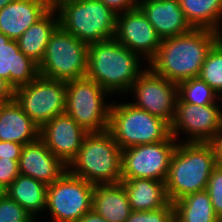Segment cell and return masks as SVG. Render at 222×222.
I'll return each instance as SVG.
<instances>
[{
  "mask_svg": "<svg viewBox=\"0 0 222 222\" xmlns=\"http://www.w3.org/2000/svg\"><path fill=\"white\" fill-rule=\"evenodd\" d=\"M22 144L11 141H0V158L13 159L19 162Z\"/></svg>",
  "mask_w": 222,
  "mask_h": 222,
  "instance_id": "d6a6232c",
  "label": "cell"
},
{
  "mask_svg": "<svg viewBox=\"0 0 222 222\" xmlns=\"http://www.w3.org/2000/svg\"><path fill=\"white\" fill-rule=\"evenodd\" d=\"M115 99L110 107L108 131L122 150L164 141L171 135L170 125L163 119L135 107L127 98Z\"/></svg>",
  "mask_w": 222,
  "mask_h": 222,
  "instance_id": "5b68a950",
  "label": "cell"
},
{
  "mask_svg": "<svg viewBox=\"0 0 222 222\" xmlns=\"http://www.w3.org/2000/svg\"><path fill=\"white\" fill-rule=\"evenodd\" d=\"M38 76V64L20 51L16 40H10L0 50V77L14 88L26 85Z\"/></svg>",
  "mask_w": 222,
  "mask_h": 222,
  "instance_id": "ffe728a7",
  "label": "cell"
},
{
  "mask_svg": "<svg viewBox=\"0 0 222 222\" xmlns=\"http://www.w3.org/2000/svg\"><path fill=\"white\" fill-rule=\"evenodd\" d=\"M14 100L41 128L66 109V81L39 75L30 83L15 88Z\"/></svg>",
  "mask_w": 222,
  "mask_h": 222,
  "instance_id": "30bf717a",
  "label": "cell"
},
{
  "mask_svg": "<svg viewBox=\"0 0 222 222\" xmlns=\"http://www.w3.org/2000/svg\"><path fill=\"white\" fill-rule=\"evenodd\" d=\"M55 9L59 25L87 45L115 37L117 14L99 0H68Z\"/></svg>",
  "mask_w": 222,
  "mask_h": 222,
  "instance_id": "8992f818",
  "label": "cell"
},
{
  "mask_svg": "<svg viewBox=\"0 0 222 222\" xmlns=\"http://www.w3.org/2000/svg\"><path fill=\"white\" fill-rule=\"evenodd\" d=\"M125 222H175L174 205L170 202L156 210L132 211Z\"/></svg>",
  "mask_w": 222,
  "mask_h": 222,
  "instance_id": "f1b7e54d",
  "label": "cell"
},
{
  "mask_svg": "<svg viewBox=\"0 0 222 222\" xmlns=\"http://www.w3.org/2000/svg\"><path fill=\"white\" fill-rule=\"evenodd\" d=\"M13 1L15 0H0V10Z\"/></svg>",
  "mask_w": 222,
  "mask_h": 222,
  "instance_id": "b9f144b4",
  "label": "cell"
},
{
  "mask_svg": "<svg viewBox=\"0 0 222 222\" xmlns=\"http://www.w3.org/2000/svg\"><path fill=\"white\" fill-rule=\"evenodd\" d=\"M68 1V0H47L50 8L55 9L57 6H59L61 3Z\"/></svg>",
  "mask_w": 222,
  "mask_h": 222,
  "instance_id": "74e56055",
  "label": "cell"
},
{
  "mask_svg": "<svg viewBox=\"0 0 222 222\" xmlns=\"http://www.w3.org/2000/svg\"><path fill=\"white\" fill-rule=\"evenodd\" d=\"M210 143L214 148L217 164L222 165V128L215 134Z\"/></svg>",
  "mask_w": 222,
  "mask_h": 222,
  "instance_id": "d590c367",
  "label": "cell"
},
{
  "mask_svg": "<svg viewBox=\"0 0 222 222\" xmlns=\"http://www.w3.org/2000/svg\"><path fill=\"white\" fill-rule=\"evenodd\" d=\"M7 196V187L0 183V199Z\"/></svg>",
  "mask_w": 222,
  "mask_h": 222,
  "instance_id": "ab89813d",
  "label": "cell"
},
{
  "mask_svg": "<svg viewBox=\"0 0 222 222\" xmlns=\"http://www.w3.org/2000/svg\"><path fill=\"white\" fill-rule=\"evenodd\" d=\"M177 143L170 135L164 141L122 150V180L144 178L165 182Z\"/></svg>",
  "mask_w": 222,
  "mask_h": 222,
  "instance_id": "4fadbf2b",
  "label": "cell"
},
{
  "mask_svg": "<svg viewBox=\"0 0 222 222\" xmlns=\"http://www.w3.org/2000/svg\"><path fill=\"white\" fill-rule=\"evenodd\" d=\"M58 26V13L56 9L51 8L16 40L20 51L39 65L44 58L50 37Z\"/></svg>",
  "mask_w": 222,
  "mask_h": 222,
  "instance_id": "603a6c76",
  "label": "cell"
},
{
  "mask_svg": "<svg viewBox=\"0 0 222 222\" xmlns=\"http://www.w3.org/2000/svg\"><path fill=\"white\" fill-rule=\"evenodd\" d=\"M112 98L87 76L66 81L65 113L87 133L103 132L108 130Z\"/></svg>",
  "mask_w": 222,
  "mask_h": 222,
  "instance_id": "52a82bcc",
  "label": "cell"
},
{
  "mask_svg": "<svg viewBox=\"0 0 222 222\" xmlns=\"http://www.w3.org/2000/svg\"><path fill=\"white\" fill-rule=\"evenodd\" d=\"M222 37L217 31L192 29L161 40L148 67L157 75L179 84L198 77L209 50Z\"/></svg>",
  "mask_w": 222,
  "mask_h": 222,
  "instance_id": "6da1fadb",
  "label": "cell"
},
{
  "mask_svg": "<svg viewBox=\"0 0 222 222\" xmlns=\"http://www.w3.org/2000/svg\"><path fill=\"white\" fill-rule=\"evenodd\" d=\"M47 188L45 183L19 174L7 187V196L22 206L36 221H40L44 219L42 217L45 214Z\"/></svg>",
  "mask_w": 222,
  "mask_h": 222,
  "instance_id": "cb8c5ba5",
  "label": "cell"
},
{
  "mask_svg": "<svg viewBox=\"0 0 222 222\" xmlns=\"http://www.w3.org/2000/svg\"><path fill=\"white\" fill-rule=\"evenodd\" d=\"M18 176V161L0 158V183L8 187Z\"/></svg>",
  "mask_w": 222,
  "mask_h": 222,
  "instance_id": "1f68e13d",
  "label": "cell"
},
{
  "mask_svg": "<svg viewBox=\"0 0 222 222\" xmlns=\"http://www.w3.org/2000/svg\"><path fill=\"white\" fill-rule=\"evenodd\" d=\"M179 4L193 29L222 34V0H179Z\"/></svg>",
  "mask_w": 222,
  "mask_h": 222,
  "instance_id": "d4e9b609",
  "label": "cell"
},
{
  "mask_svg": "<svg viewBox=\"0 0 222 222\" xmlns=\"http://www.w3.org/2000/svg\"><path fill=\"white\" fill-rule=\"evenodd\" d=\"M153 1H158V0H136V5H137V8H138L142 4H146V3H149V2H153Z\"/></svg>",
  "mask_w": 222,
  "mask_h": 222,
  "instance_id": "60d3db41",
  "label": "cell"
},
{
  "mask_svg": "<svg viewBox=\"0 0 222 222\" xmlns=\"http://www.w3.org/2000/svg\"><path fill=\"white\" fill-rule=\"evenodd\" d=\"M177 101L196 105H209L221 101L219 94L199 77L177 84Z\"/></svg>",
  "mask_w": 222,
  "mask_h": 222,
  "instance_id": "4316f807",
  "label": "cell"
},
{
  "mask_svg": "<svg viewBox=\"0 0 222 222\" xmlns=\"http://www.w3.org/2000/svg\"><path fill=\"white\" fill-rule=\"evenodd\" d=\"M147 66L137 53L115 38L88 45L86 76L114 98L125 96Z\"/></svg>",
  "mask_w": 222,
  "mask_h": 222,
  "instance_id": "7a4b0ae2",
  "label": "cell"
},
{
  "mask_svg": "<svg viewBox=\"0 0 222 222\" xmlns=\"http://www.w3.org/2000/svg\"><path fill=\"white\" fill-rule=\"evenodd\" d=\"M50 9L47 0H15L0 10V32L17 40Z\"/></svg>",
  "mask_w": 222,
  "mask_h": 222,
  "instance_id": "e0dca14e",
  "label": "cell"
},
{
  "mask_svg": "<svg viewBox=\"0 0 222 222\" xmlns=\"http://www.w3.org/2000/svg\"><path fill=\"white\" fill-rule=\"evenodd\" d=\"M122 149L108 130L87 133L68 170L92 184H118L122 180Z\"/></svg>",
  "mask_w": 222,
  "mask_h": 222,
  "instance_id": "277c9868",
  "label": "cell"
},
{
  "mask_svg": "<svg viewBox=\"0 0 222 222\" xmlns=\"http://www.w3.org/2000/svg\"><path fill=\"white\" fill-rule=\"evenodd\" d=\"M87 59L88 45L59 25L50 37L38 72L62 81L82 78L87 75Z\"/></svg>",
  "mask_w": 222,
  "mask_h": 222,
  "instance_id": "ba28073f",
  "label": "cell"
},
{
  "mask_svg": "<svg viewBox=\"0 0 222 222\" xmlns=\"http://www.w3.org/2000/svg\"><path fill=\"white\" fill-rule=\"evenodd\" d=\"M10 39L0 32V50L4 47L6 43H8Z\"/></svg>",
  "mask_w": 222,
  "mask_h": 222,
  "instance_id": "f35d334b",
  "label": "cell"
},
{
  "mask_svg": "<svg viewBox=\"0 0 222 222\" xmlns=\"http://www.w3.org/2000/svg\"><path fill=\"white\" fill-rule=\"evenodd\" d=\"M115 14L119 15L124 12L137 8L136 0H99Z\"/></svg>",
  "mask_w": 222,
  "mask_h": 222,
  "instance_id": "836d02e7",
  "label": "cell"
},
{
  "mask_svg": "<svg viewBox=\"0 0 222 222\" xmlns=\"http://www.w3.org/2000/svg\"><path fill=\"white\" fill-rule=\"evenodd\" d=\"M15 88L4 78L0 77V104L14 101Z\"/></svg>",
  "mask_w": 222,
  "mask_h": 222,
  "instance_id": "e575fe53",
  "label": "cell"
},
{
  "mask_svg": "<svg viewBox=\"0 0 222 222\" xmlns=\"http://www.w3.org/2000/svg\"><path fill=\"white\" fill-rule=\"evenodd\" d=\"M162 39L190 32L188 23L180 8L179 0H158L138 7Z\"/></svg>",
  "mask_w": 222,
  "mask_h": 222,
  "instance_id": "ac0fdd59",
  "label": "cell"
},
{
  "mask_svg": "<svg viewBox=\"0 0 222 222\" xmlns=\"http://www.w3.org/2000/svg\"><path fill=\"white\" fill-rule=\"evenodd\" d=\"M18 166L19 174L32 177L46 185L53 184L68 170L40 137L23 145Z\"/></svg>",
  "mask_w": 222,
  "mask_h": 222,
  "instance_id": "2e32d148",
  "label": "cell"
},
{
  "mask_svg": "<svg viewBox=\"0 0 222 222\" xmlns=\"http://www.w3.org/2000/svg\"><path fill=\"white\" fill-rule=\"evenodd\" d=\"M216 165L211 143L178 142L170 159L165 181L170 202L174 203L186 195L206 190Z\"/></svg>",
  "mask_w": 222,
  "mask_h": 222,
  "instance_id": "3957f363",
  "label": "cell"
},
{
  "mask_svg": "<svg viewBox=\"0 0 222 222\" xmlns=\"http://www.w3.org/2000/svg\"><path fill=\"white\" fill-rule=\"evenodd\" d=\"M198 77L222 98V37L209 50Z\"/></svg>",
  "mask_w": 222,
  "mask_h": 222,
  "instance_id": "83f0119b",
  "label": "cell"
},
{
  "mask_svg": "<svg viewBox=\"0 0 222 222\" xmlns=\"http://www.w3.org/2000/svg\"><path fill=\"white\" fill-rule=\"evenodd\" d=\"M77 222H109L93 209L85 213Z\"/></svg>",
  "mask_w": 222,
  "mask_h": 222,
  "instance_id": "8d00e7d4",
  "label": "cell"
},
{
  "mask_svg": "<svg viewBox=\"0 0 222 222\" xmlns=\"http://www.w3.org/2000/svg\"><path fill=\"white\" fill-rule=\"evenodd\" d=\"M40 137V127L16 103L0 104V141L26 145Z\"/></svg>",
  "mask_w": 222,
  "mask_h": 222,
  "instance_id": "d6986e66",
  "label": "cell"
},
{
  "mask_svg": "<svg viewBox=\"0 0 222 222\" xmlns=\"http://www.w3.org/2000/svg\"><path fill=\"white\" fill-rule=\"evenodd\" d=\"M206 191L211 198L215 213L222 219V165L217 164L213 169Z\"/></svg>",
  "mask_w": 222,
  "mask_h": 222,
  "instance_id": "4dcf8cb0",
  "label": "cell"
},
{
  "mask_svg": "<svg viewBox=\"0 0 222 222\" xmlns=\"http://www.w3.org/2000/svg\"><path fill=\"white\" fill-rule=\"evenodd\" d=\"M173 205L175 222H221L206 190L186 195Z\"/></svg>",
  "mask_w": 222,
  "mask_h": 222,
  "instance_id": "484cf974",
  "label": "cell"
},
{
  "mask_svg": "<svg viewBox=\"0 0 222 222\" xmlns=\"http://www.w3.org/2000/svg\"><path fill=\"white\" fill-rule=\"evenodd\" d=\"M92 209L109 222H125L132 212L121 183L94 184Z\"/></svg>",
  "mask_w": 222,
  "mask_h": 222,
  "instance_id": "44dd1931",
  "label": "cell"
},
{
  "mask_svg": "<svg viewBox=\"0 0 222 222\" xmlns=\"http://www.w3.org/2000/svg\"><path fill=\"white\" fill-rule=\"evenodd\" d=\"M120 183L125 188L132 211L156 210L170 203L163 181L137 178Z\"/></svg>",
  "mask_w": 222,
  "mask_h": 222,
  "instance_id": "7402d4cb",
  "label": "cell"
},
{
  "mask_svg": "<svg viewBox=\"0 0 222 222\" xmlns=\"http://www.w3.org/2000/svg\"><path fill=\"white\" fill-rule=\"evenodd\" d=\"M0 222H36L16 201L8 196L0 199Z\"/></svg>",
  "mask_w": 222,
  "mask_h": 222,
  "instance_id": "f546056e",
  "label": "cell"
},
{
  "mask_svg": "<svg viewBox=\"0 0 222 222\" xmlns=\"http://www.w3.org/2000/svg\"><path fill=\"white\" fill-rule=\"evenodd\" d=\"M87 132L68 114L52 118L40 128L46 147L67 167L76 158Z\"/></svg>",
  "mask_w": 222,
  "mask_h": 222,
  "instance_id": "9a60e30c",
  "label": "cell"
},
{
  "mask_svg": "<svg viewBox=\"0 0 222 222\" xmlns=\"http://www.w3.org/2000/svg\"><path fill=\"white\" fill-rule=\"evenodd\" d=\"M93 191L94 184L67 170L57 181L48 185L46 214L43 217H49L50 221L45 222H77L92 209Z\"/></svg>",
  "mask_w": 222,
  "mask_h": 222,
  "instance_id": "9c48e42d",
  "label": "cell"
},
{
  "mask_svg": "<svg viewBox=\"0 0 222 222\" xmlns=\"http://www.w3.org/2000/svg\"><path fill=\"white\" fill-rule=\"evenodd\" d=\"M130 97L134 99L132 100ZM125 98L135 107L143 109L171 125L178 98L177 84L155 74L147 66L131 86Z\"/></svg>",
  "mask_w": 222,
  "mask_h": 222,
  "instance_id": "7c38bea8",
  "label": "cell"
},
{
  "mask_svg": "<svg viewBox=\"0 0 222 222\" xmlns=\"http://www.w3.org/2000/svg\"><path fill=\"white\" fill-rule=\"evenodd\" d=\"M221 128L222 99L218 103L201 106L176 102L170 132L178 142L210 143Z\"/></svg>",
  "mask_w": 222,
  "mask_h": 222,
  "instance_id": "8fae6325",
  "label": "cell"
},
{
  "mask_svg": "<svg viewBox=\"0 0 222 222\" xmlns=\"http://www.w3.org/2000/svg\"><path fill=\"white\" fill-rule=\"evenodd\" d=\"M147 63L156 55L161 38L139 8L117 15L114 37Z\"/></svg>",
  "mask_w": 222,
  "mask_h": 222,
  "instance_id": "5bb4252c",
  "label": "cell"
}]
</instances>
